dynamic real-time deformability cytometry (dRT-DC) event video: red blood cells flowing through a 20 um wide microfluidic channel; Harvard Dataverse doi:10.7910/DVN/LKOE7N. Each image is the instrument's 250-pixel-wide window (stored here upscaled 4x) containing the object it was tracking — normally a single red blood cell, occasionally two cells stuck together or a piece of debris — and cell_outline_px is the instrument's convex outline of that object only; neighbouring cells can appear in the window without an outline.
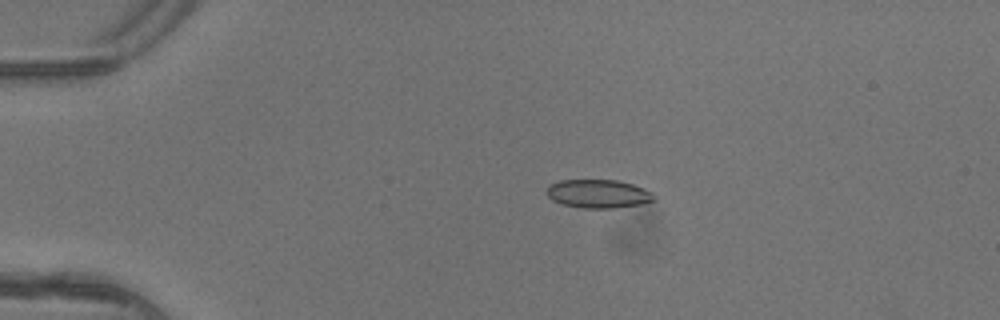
{"species": "common noctule bat (a hibernating species)", "species_latin": "Nyctalus noctula", "temperature_condition": "warm", "stored_images_in_passage": 5, "camera_frame_rate_fps": 3000, "um_per_image_px": 0.085, "animal": {"sex": "female"}, "frame": {"image": 1, "passage_image": 3, "time_ms": 0.667, "image_size_px": [1000, 320], "cell_outline_px": [[656, 200], [640, 204], [612, 208], [584, 208], [564, 204], [552, 200], [548, 196], [548, 188], [552, 184], [560, 180], [616, 180], [632, 184], [644, 188], [652, 192], [656, 196]], "centroid_in_image_um": [50.91, 16.47], "position_along_channel_um": 34.1, "area_um2": 17.63}}
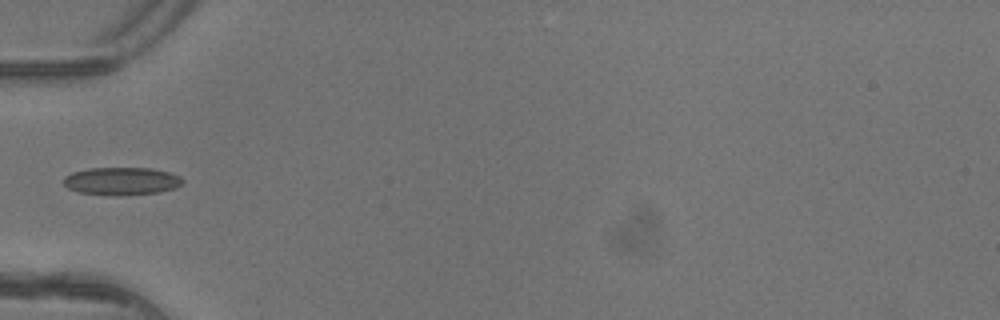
{"frame": {"image": 2, "passage_image": 5, "time_ms": 1.333, "image_size_px": [1000, 320], "cell_outline_px": [[184, 180], [176, 188], [160, 192], [80, 192], [68, 188], [64, 184], [64, 176], [72, 172], [88, 168], [152, 168], [168, 172], [180, 176]], "centroid_in_image_um": [10.35, 15.32], "position_along_channel_um": 74.6, "area_um2": 18.15}}